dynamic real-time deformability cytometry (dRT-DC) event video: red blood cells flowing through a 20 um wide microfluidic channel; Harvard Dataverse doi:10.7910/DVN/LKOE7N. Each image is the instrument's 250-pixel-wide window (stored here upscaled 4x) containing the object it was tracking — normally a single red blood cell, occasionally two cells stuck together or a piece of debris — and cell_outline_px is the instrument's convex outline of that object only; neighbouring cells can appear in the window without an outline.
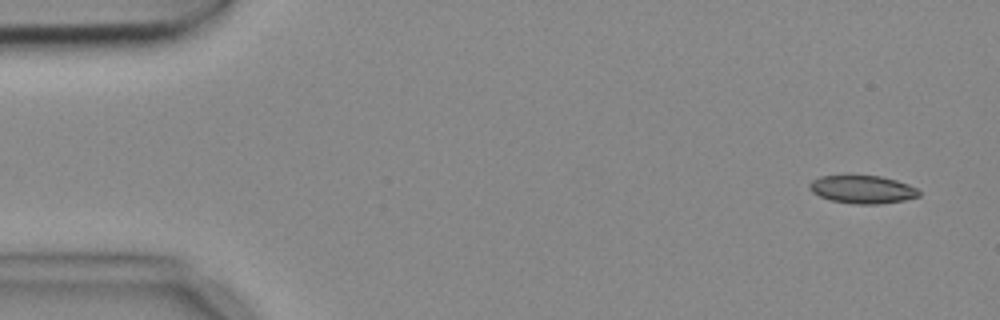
{"species": "common noctule bat (a hibernating species)", "species_latin": "Nyctalus noctula", "temperature_condition": "cold", "stored_images_in_passage": 10, "camera_frame_rate_fps": 3000, "um_per_image_px": 0.085, "animal": {"sex": "female", "body_mass_g": 18.4}, "frame": {"image": 1, "passage_image": 1, "time_ms": 0.0, "image_size_px": [1000, 320], "cell_outline_px": [[920, 196], [904, 200], [880, 204], [856, 204], [832, 200], [820, 196], [812, 192], [808, 188], [808, 184], [812, 180], [820, 176], [880, 176], [896, 180], [908, 184], [916, 188], [920, 192]], "centroid_in_image_um": [73.31, 16.1], "position_along_channel_um": 11.7, "area_um2": 17.74}}
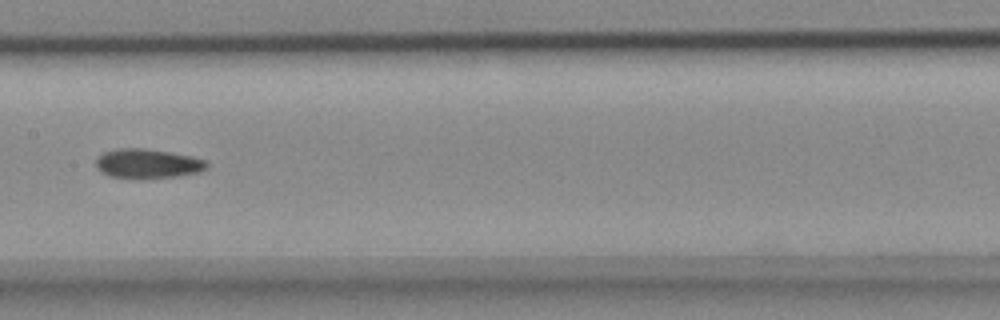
{"frame": {"image": 2, "passage_image": 7, "time_ms": 2.0, "image_size_px": [1000, 320], "cell_outline_px": [[208, 168], [200, 172], [176, 176], [108, 176], [100, 172], [96, 168], [96, 156], [104, 152], [116, 148], [144, 148], [192, 156], [208, 160]], "centroid_in_image_um": [12.55, 13.86], "position_along_channel_um": 194.8, "area_um2": 18.61}}
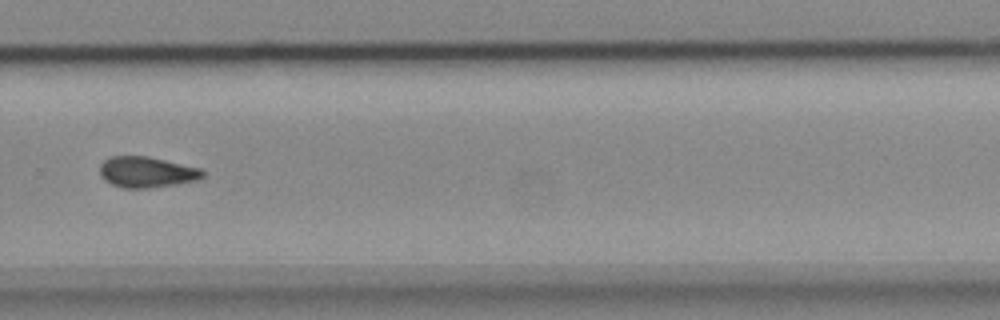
{"frame": {"image": 3, "passage_image": 10, "time_ms": 3.0, "image_size_px": [1000, 320], "cell_outline_px": [[204, 176], [196, 180], [148, 188], [124, 188], [112, 184], [104, 180], [100, 176], [100, 164], [104, 160], [112, 156], [148, 156], [200, 168], [204, 172]], "centroid_in_image_um": [12.43, 14.62], "position_along_channel_um": 317.4, "area_um2": 18.32}}